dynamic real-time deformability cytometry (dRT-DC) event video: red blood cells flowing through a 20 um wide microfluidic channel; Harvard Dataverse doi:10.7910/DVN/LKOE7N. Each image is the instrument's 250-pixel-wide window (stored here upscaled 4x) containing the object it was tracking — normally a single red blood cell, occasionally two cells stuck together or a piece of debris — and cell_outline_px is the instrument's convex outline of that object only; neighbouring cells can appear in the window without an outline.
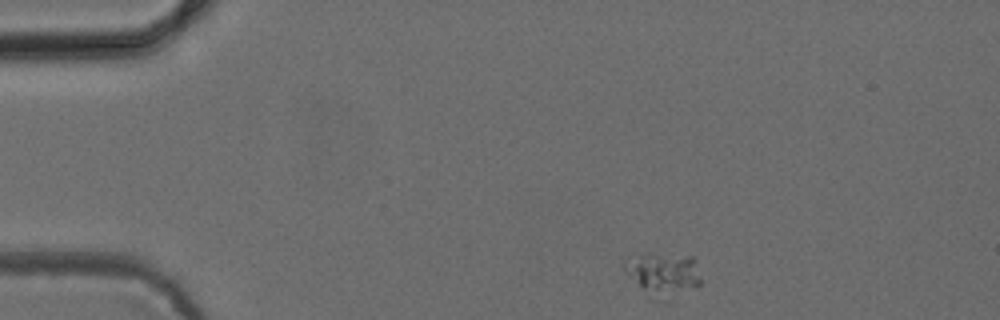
{"species": "common noctule bat (a hibernating species)", "species_latin": "Nyctalus noctula", "temperature_condition": "cold", "stored_images_in_passage": 3, "camera_frame_rate_fps": 3000, "um_per_image_px": 0.085, "animal": {"sex": "female", "body_mass_g": 24.6, "forearm_length_mm": 56.2}, "frame": {"image": 1, "passage_image": 1, "time_ms": 0.0, "image_size_px": [1000, 320], "cell_outline_px": [[700, 284], [696, 288], [660, 300], [656, 300], [628, 276], [624, 272], [624, 260], [648, 252], [692, 256], [700, 280]], "centroid_in_image_um": [56.34, 23.27], "position_along_channel_um": 28.7, "area_um2": 18.96}}